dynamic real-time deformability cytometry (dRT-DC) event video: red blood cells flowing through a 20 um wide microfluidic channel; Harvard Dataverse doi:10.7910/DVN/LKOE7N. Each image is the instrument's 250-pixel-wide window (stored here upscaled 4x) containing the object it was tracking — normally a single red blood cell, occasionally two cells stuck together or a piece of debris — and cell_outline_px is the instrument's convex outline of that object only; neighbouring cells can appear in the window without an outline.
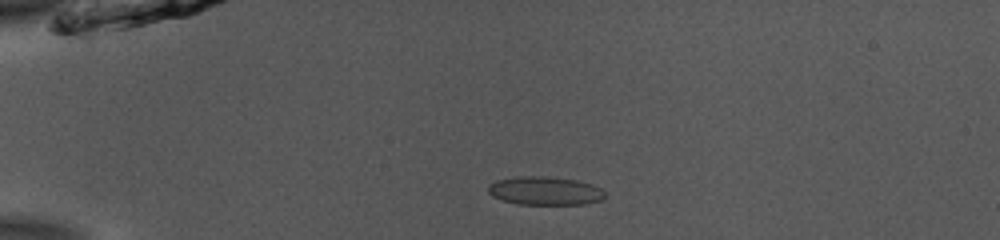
{"species": "common noctule bat (a hibernating species)", "species_latin": "Nyctalus noctula", "temperature_condition": "room temperature", "stored_images_in_passage": 40, "camera_frame_rate_fps": 3000, "um_per_image_px": 0.085, "animal": {"sex": "male", "body_mass_g": 13.0, "forearm_length_mm": 53.1}, "frame": {"image": 1, "passage_image": 1, "time_ms": 0.0, "image_size_px": [1000, 240], "cell_outline_px": [[604, 196], [600, 200], [584, 204], [520, 204], [504, 200], [492, 196], [488, 192], [488, 184], [496, 180], [516, 176], [544, 176], [576, 180], [592, 184], [600, 188], [604, 192]], "centroid_in_image_um": [46.29, 16.21], "position_along_channel_um": 38.7, "area_um2": 19.25}}
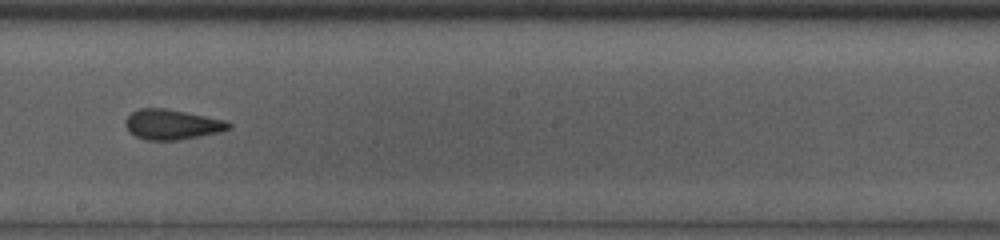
{"frame": {"image": 2, "passage_image": 19, "time_ms": 6.0, "image_size_px": [1000, 240], "cell_outline_px": [[232, 128], [220, 132], [200, 136], [176, 140], [144, 140], [128, 132], [124, 124], [128, 116], [132, 112], [140, 108], [164, 108], [224, 120], [232, 124]], "centroid_in_image_um": [14.59, 10.59], "position_along_channel_um": 233.6, "area_um2": 18.03}}
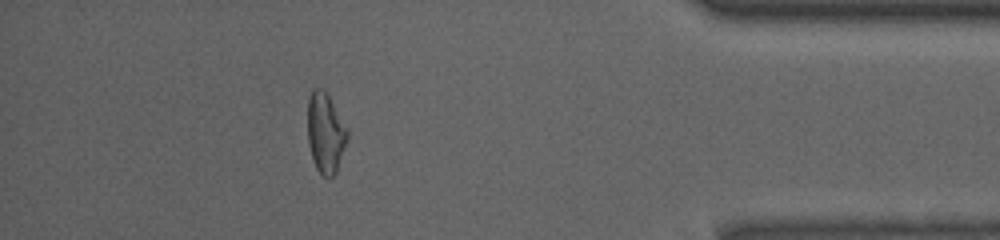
{"frame": {"image": 3, "passage_image": 35, "time_ms": 11.333, "image_size_px": [1000, 240], "cell_outline_px": [[348, 136], [336, 172], [332, 176], [320, 176], [312, 160], [308, 144], [308, 100], [312, 88], [320, 88], [328, 96], [348, 128]], "centroid_in_image_um": [27.65, 11.32], "position_along_channel_um": 407.6, "area_um2": 18.44}, "authors_computed_cell_mechanics": {"area_um2": 18.4093, "velocity_mm_per_s": 3.9059, "shape_relaxation_time_tau1_ms": 4.9573, "shape_relaxation_time_tau2_ms": 1.3906, "deformation_change_tau1": 0.1171, "deformation_change_tau2": 0.072}}